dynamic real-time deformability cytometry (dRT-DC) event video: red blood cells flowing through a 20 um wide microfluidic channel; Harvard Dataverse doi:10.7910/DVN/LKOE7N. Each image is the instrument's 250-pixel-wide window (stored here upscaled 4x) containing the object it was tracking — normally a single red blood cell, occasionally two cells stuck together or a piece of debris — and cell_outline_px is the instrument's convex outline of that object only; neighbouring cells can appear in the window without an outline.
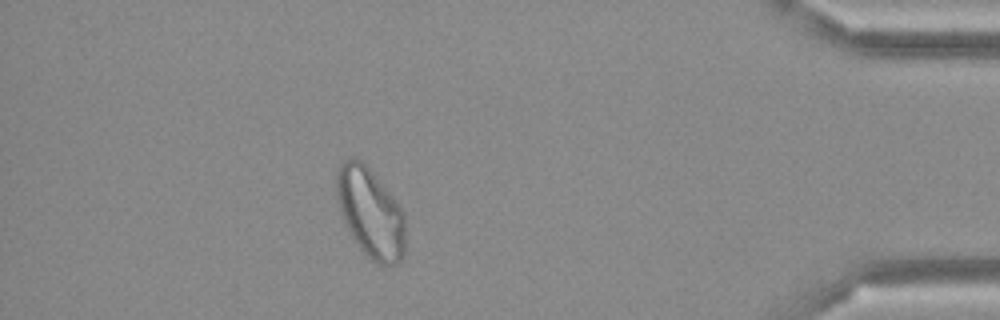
{"species": "Egyptian fruit bat (a non-hibernating species)", "species_latin": "Rousettus aegyptiacus", "temperature_condition": "cold", "stored_images_in_passage": 44, "camera_frame_rate_fps": 3000, "um_per_image_px": 0.085, "frame": {"image": 1, "passage_image": 38, "time_ms": 12.333, "image_size_px": [1000, 320], "cell_outline_px": [[404, 256], [396, 264], [380, 264], [372, 260], [360, 248], [344, 224], [336, 192], [336, 168], [344, 160], [352, 156], [360, 160], [372, 172], [404, 212]], "centroid_in_image_um": [31.46, 18.07], "position_along_channel_um": 403.7, "area_um2": 35.49}}